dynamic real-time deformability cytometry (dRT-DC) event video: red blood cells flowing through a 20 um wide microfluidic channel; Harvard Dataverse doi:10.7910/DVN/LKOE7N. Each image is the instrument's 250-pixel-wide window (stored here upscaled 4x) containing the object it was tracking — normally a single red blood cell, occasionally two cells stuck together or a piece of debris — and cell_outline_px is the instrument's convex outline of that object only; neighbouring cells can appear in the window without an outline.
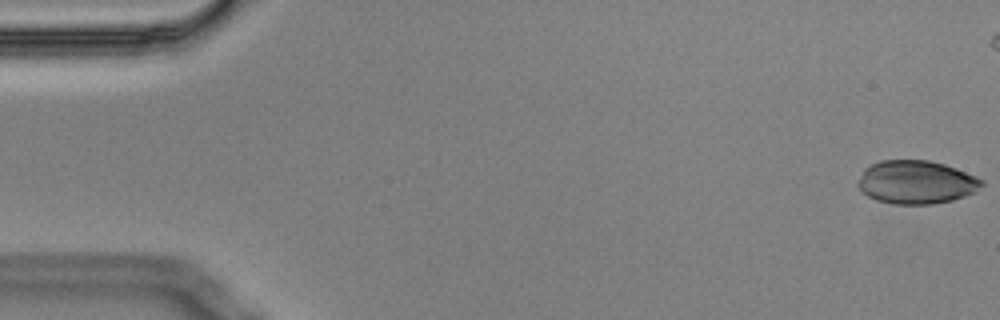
{"species": "Egyptian fruit bat (a non-hibernating species)", "species_latin": "Rousettus aegyptiacus", "temperature_condition": "cold", "stored_images_in_passage": 5, "camera_frame_rate_fps": 3000, "um_per_image_px": 0.085, "animal": {"sex": "male"}, "frame": {"image": 1, "passage_image": 1, "time_ms": 0.0, "image_size_px": [1000, 320], "cell_outline_px": [[984, 184], [976, 192], [952, 200], [932, 204], [892, 204], [876, 200], [868, 196], [856, 184], [864, 168], [880, 160], [928, 160], [944, 164], [956, 168], [976, 176], [984, 180]], "centroid_in_image_um": [77.89, 15.48], "position_along_channel_um": 7.1, "area_um2": 31.39}}